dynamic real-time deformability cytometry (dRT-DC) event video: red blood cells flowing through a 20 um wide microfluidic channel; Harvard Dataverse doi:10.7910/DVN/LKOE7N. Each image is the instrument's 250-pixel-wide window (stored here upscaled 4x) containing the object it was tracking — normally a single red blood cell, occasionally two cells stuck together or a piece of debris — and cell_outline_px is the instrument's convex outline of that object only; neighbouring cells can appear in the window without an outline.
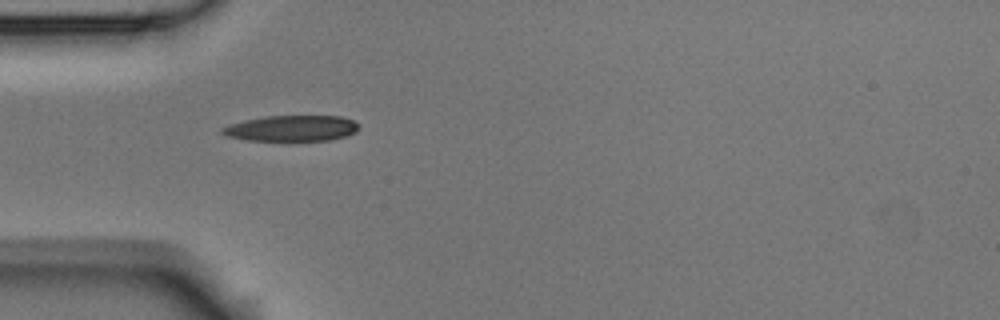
{"species": "Egyptian fruit bat (a non-hibernating species)", "species_latin": "Rousettus aegyptiacus", "temperature_condition": "room temperature", "stored_images_in_passage": 10, "camera_frame_rate_fps": 3000, "um_per_image_px": 0.085, "animal": {"sex": "male"}, "frame": {"image": 1, "passage_image": 4, "time_ms": 1.0, "image_size_px": [1000, 320], "cell_outline_px": [[360, 124], [356, 132], [344, 136], [328, 140], [288, 144], [248, 140], [228, 136], [220, 132], [220, 128], [228, 124], [244, 120], [264, 116], [340, 116], [352, 120]], "centroid_in_image_um": [24.75, 10.95], "position_along_channel_um": 60.3, "area_um2": 21.62}}
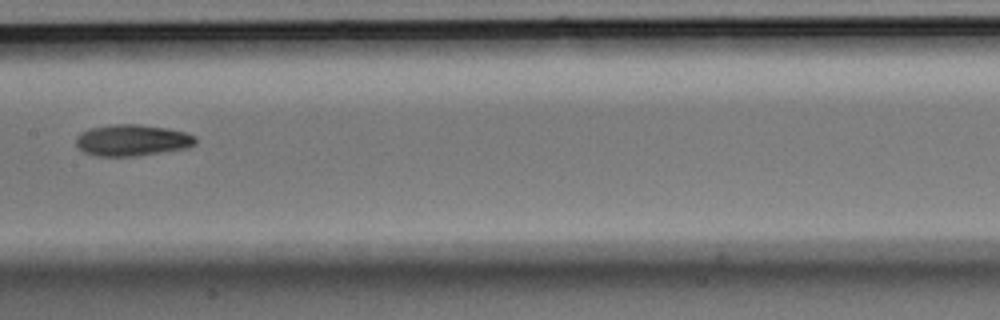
{"frame": {"image": 2, "passage_image": 7, "time_ms": 2.0, "image_size_px": [1000, 320], "cell_outline_px": [[196, 144], [188, 148], [136, 156], [96, 156], [84, 152], [76, 144], [76, 136], [80, 132], [92, 128], [116, 124], [140, 124], [168, 128], [184, 132], [196, 136]], "centroid_in_image_um": [11.25, 11.92], "position_along_channel_um": 196.1, "area_um2": 21.91}}
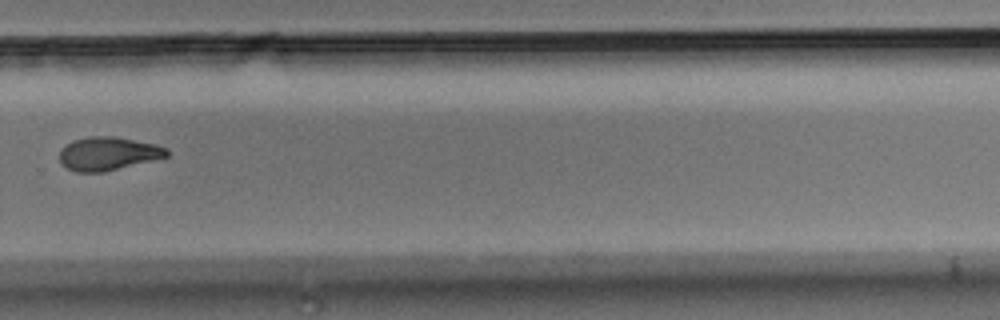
{"frame": {"image": 3, "passage_image": 10, "time_ms": 3.0, "image_size_px": [1000, 320], "cell_outline_px": [[168, 156], [104, 172], [76, 172], [64, 168], [60, 164], [60, 148], [72, 140], [92, 136], [116, 136], [156, 144], [168, 148]], "centroid_in_image_um": [9.15, 13.05], "position_along_channel_um": 320.7, "area_um2": 21.04}}